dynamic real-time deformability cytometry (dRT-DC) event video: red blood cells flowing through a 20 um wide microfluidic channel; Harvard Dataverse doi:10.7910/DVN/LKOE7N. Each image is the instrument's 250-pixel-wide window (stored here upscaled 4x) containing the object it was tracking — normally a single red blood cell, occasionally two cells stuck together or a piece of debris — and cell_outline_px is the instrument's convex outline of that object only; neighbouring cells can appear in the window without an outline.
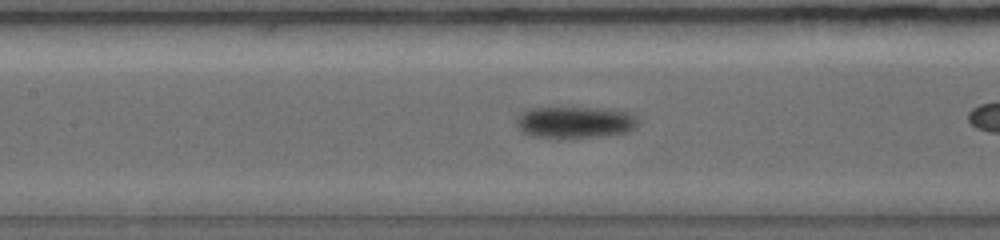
{"species": "common noctule bat (a hibernating species)", "species_latin": "Nyctalus noctula", "temperature_condition": "warm", "stored_images_in_passage": 18, "camera_frame_rate_fps": 5000, "um_per_image_px": 0.085, "animal": {"sex": "female", "body_mass_g": 19.0, "forearm_length_mm": 56.7}, "frame": {"image": 1, "passage_image": 8, "time_ms": 3.0, "image_size_px": [1000, 240], "cell_outline_px": [[640, 124], [628, 132], [608, 136], [528, 136], [520, 132], [516, 128], [516, 116], [524, 108], [600, 108], [632, 112], [636, 116]], "centroid_in_image_um": [48.86, 10.37], "position_along_channel_um": 158.5, "area_um2": 22.6}}